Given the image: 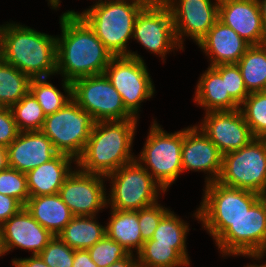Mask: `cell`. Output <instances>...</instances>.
<instances>
[{"label":"cell","mask_w":266,"mask_h":267,"mask_svg":"<svg viewBox=\"0 0 266 267\" xmlns=\"http://www.w3.org/2000/svg\"><path fill=\"white\" fill-rule=\"evenodd\" d=\"M59 23L56 74L71 83L81 77L104 74L113 55L87 22L74 10H68L61 14Z\"/></svg>","instance_id":"6da1fadb"},{"label":"cell","mask_w":266,"mask_h":267,"mask_svg":"<svg viewBox=\"0 0 266 267\" xmlns=\"http://www.w3.org/2000/svg\"><path fill=\"white\" fill-rule=\"evenodd\" d=\"M6 23L0 25V58L31 79L56 76V36L13 21Z\"/></svg>","instance_id":"7a4b0ae2"},{"label":"cell","mask_w":266,"mask_h":267,"mask_svg":"<svg viewBox=\"0 0 266 267\" xmlns=\"http://www.w3.org/2000/svg\"><path fill=\"white\" fill-rule=\"evenodd\" d=\"M138 119L95 122L76 167L91 174L107 176L136 160L132 153Z\"/></svg>","instance_id":"3957f363"},{"label":"cell","mask_w":266,"mask_h":267,"mask_svg":"<svg viewBox=\"0 0 266 267\" xmlns=\"http://www.w3.org/2000/svg\"><path fill=\"white\" fill-rule=\"evenodd\" d=\"M151 0H96L77 13L93 29L97 38L113 56H129L128 42L139 12Z\"/></svg>","instance_id":"277c9868"},{"label":"cell","mask_w":266,"mask_h":267,"mask_svg":"<svg viewBox=\"0 0 266 267\" xmlns=\"http://www.w3.org/2000/svg\"><path fill=\"white\" fill-rule=\"evenodd\" d=\"M202 202L194 216L215 241L235 220L261 197L260 194L229 187L218 181L205 184Z\"/></svg>","instance_id":"5b68a950"},{"label":"cell","mask_w":266,"mask_h":267,"mask_svg":"<svg viewBox=\"0 0 266 267\" xmlns=\"http://www.w3.org/2000/svg\"><path fill=\"white\" fill-rule=\"evenodd\" d=\"M159 125L156 119H153L143 149L138 157L136 156V160L167 192L183 173V129L168 133Z\"/></svg>","instance_id":"8992f818"},{"label":"cell","mask_w":266,"mask_h":267,"mask_svg":"<svg viewBox=\"0 0 266 267\" xmlns=\"http://www.w3.org/2000/svg\"><path fill=\"white\" fill-rule=\"evenodd\" d=\"M110 191L107 193V207L122 211H138L155 204L164 189L137 161L123 165L106 176Z\"/></svg>","instance_id":"52a82bcc"},{"label":"cell","mask_w":266,"mask_h":267,"mask_svg":"<svg viewBox=\"0 0 266 267\" xmlns=\"http://www.w3.org/2000/svg\"><path fill=\"white\" fill-rule=\"evenodd\" d=\"M104 74L120 93L126 110L139 120L141 103L155 94L154 82L142 56L134 51L129 56H113Z\"/></svg>","instance_id":"ba28073f"},{"label":"cell","mask_w":266,"mask_h":267,"mask_svg":"<svg viewBox=\"0 0 266 267\" xmlns=\"http://www.w3.org/2000/svg\"><path fill=\"white\" fill-rule=\"evenodd\" d=\"M95 121L73 99L63 108L46 116L41 131L59 154L77 160L93 130Z\"/></svg>","instance_id":"9c48e42d"},{"label":"cell","mask_w":266,"mask_h":267,"mask_svg":"<svg viewBox=\"0 0 266 267\" xmlns=\"http://www.w3.org/2000/svg\"><path fill=\"white\" fill-rule=\"evenodd\" d=\"M218 182L261 195L266 188V139L253 138L241 149L224 154Z\"/></svg>","instance_id":"30bf717a"},{"label":"cell","mask_w":266,"mask_h":267,"mask_svg":"<svg viewBox=\"0 0 266 267\" xmlns=\"http://www.w3.org/2000/svg\"><path fill=\"white\" fill-rule=\"evenodd\" d=\"M222 257L264 254L266 203L260 197L215 240Z\"/></svg>","instance_id":"8fae6325"},{"label":"cell","mask_w":266,"mask_h":267,"mask_svg":"<svg viewBox=\"0 0 266 267\" xmlns=\"http://www.w3.org/2000/svg\"><path fill=\"white\" fill-rule=\"evenodd\" d=\"M72 99L95 122L134 118L124 107L120 93L105 74L81 77L72 82Z\"/></svg>","instance_id":"7c38bea8"},{"label":"cell","mask_w":266,"mask_h":267,"mask_svg":"<svg viewBox=\"0 0 266 267\" xmlns=\"http://www.w3.org/2000/svg\"><path fill=\"white\" fill-rule=\"evenodd\" d=\"M133 40H137L145 50L161 57L172 51L182 50L174 31L172 14L162 0H151L138 14L133 30Z\"/></svg>","instance_id":"4fadbf2b"},{"label":"cell","mask_w":266,"mask_h":267,"mask_svg":"<svg viewBox=\"0 0 266 267\" xmlns=\"http://www.w3.org/2000/svg\"><path fill=\"white\" fill-rule=\"evenodd\" d=\"M169 8L178 44L184 48L185 37L198 44L219 16V0H162Z\"/></svg>","instance_id":"5bb4252c"},{"label":"cell","mask_w":266,"mask_h":267,"mask_svg":"<svg viewBox=\"0 0 266 267\" xmlns=\"http://www.w3.org/2000/svg\"><path fill=\"white\" fill-rule=\"evenodd\" d=\"M105 181L106 176L85 173L76 167L58 194L74 216H97L107 208Z\"/></svg>","instance_id":"9a60e30c"},{"label":"cell","mask_w":266,"mask_h":267,"mask_svg":"<svg viewBox=\"0 0 266 267\" xmlns=\"http://www.w3.org/2000/svg\"><path fill=\"white\" fill-rule=\"evenodd\" d=\"M197 126L222 155L241 149L254 138L240 109L206 112Z\"/></svg>","instance_id":"2e32d148"},{"label":"cell","mask_w":266,"mask_h":267,"mask_svg":"<svg viewBox=\"0 0 266 267\" xmlns=\"http://www.w3.org/2000/svg\"><path fill=\"white\" fill-rule=\"evenodd\" d=\"M182 169L204 172L205 184L218 181L222 171L223 155L218 147L196 125L183 128Z\"/></svg>","instance_id":"e0dca14e"},{"label":"cell","mask_w":266,"mask_h":267,"mask_svg":"<svg viewBox=\"0 0 266 267\" xmlns=\"http://www.w3.org/2000/svg\"><path fill=\"white\" fill-rule=\"evenodd\" d=\"M0 227L6 253H10L16 248L28 250V252H32L31 255H39L54 238L50 231L32 217L25 206Z\"/></svg>","instance_id":"ac0fdd59"},{"label":"cell","mask_w":266,"mask_h":267,"mask_svg":"<svg viewBox=\"0 0 266 267\" xmlns=\"http://www.w3.org/2000/svg\"><path fill=\"white\" fill-rule=\"evenodd\" d=\"M218 19L250 45L265 44L266 30L257 0H219Z\"/></svg>","instance_id":"d6986e66"},{"label":"cell","mask_w":266,"mask_h":267,"mask_svg":"<svg viewBox=\"0 0 266 267\" xmlns=\"http://www.w3.org/2000/svg\"><path fill=\"white\" fill-rule=\"evenodd\" d=\"M7 150L9 167L23 173L49 162L59 154L42 131L20 132Z\"/></svg>","instance_id":"ffe728a7"},{"label":"cell","mask_w":266,"mask_h":267,"mask_svg":"<svg viewBox=\"0 0 266 267\" xmlns=\"http://www.w3.org/2000/svg\"><path fill=\"white\" fill-rule=\"evenodd\" d=\"M197 46L208 57L209 66L213 67L237 64L251 45L218 19Z\"/></svg>","instance_id":"44dd1931"},{"label":"cell","mask_w":266,"mask_h":267,"mask_svg":"<svg viewBox=\"0 0 266 267\" xmlns=\"http://www.w3.org/2000/svg\"><path fill=\"white\" fill-rule=\"evenodd\" d=\"M75 162V163H74ZM76 167V160L65 154H58L49 162L26 173L30 197L54 195L59 192L63 182Z\"/></svg>","instance_id":"7402d4cb"},{"label":"cell","mask_w":266,"mask_h":267,"mask_svg":"<svg viewBox=\"0 0 266 267\" xmlns=\"http://www.w3.org/2000/svg\"><path fill=\"white\" fill-rule=\"evenodd\" d=\"M195 88L193 101L200 105L205 113L233 111L240 108L226 91L225 78H222L213 67L208 66L207 70L200 75Z\"/></svg>","instance_id":"603a6c76"},{"label":"cell","mask_w":266,"mask_h":267,"mask_svg":"<svg viewBox=\"0 0 266 267\" xmlns=\"http://www.w3.org/2000/svg\"><path fill=\"white\" fill-rule=\"evenodd\" d=\"M25 208L54 236H57L74 217L58 193L29 197Z\"/></svg>","instance_id":"cb8c5ba5"},{"label":"cell","mask_w":266,"mask_h":267,"mask_svg":"<svg viewBox=\"0 0 266 267\" xmlns=\"http://www.w3.org/2000/svg\"><path fill=\"white\" fill-rule=\"evenodd\" d=\"M110 211L111 216L106 223V235L118 242L128 253L136 252L137 254L144 243L138 223V211L115 209H110Z\"/></svg>","instance_id":"d4e9b609"},{"label":"cell","mask_w":266,"mask_h":267,"mask_svg":"<svg viewBox=\"0 0 266 267\" xmlns=\"http://www.w3.org/2000/svg\"><path fill=\"white\" fill-rule=\"evenodd\" d=\"M97 218L74 216L57 236L74 250H87L106 235V225L102 226Z\"/></svg>","instance_id":"484cf974"},{"label":"cell","mask_w":266,"mask_h":267,"mask_svg":"<svg viewBox=\"0 0 266 267\" xmlns=\"http://www.w3.org/2000/svg\"><path fill=\"white\" fill-rule=\"evenodd\" d=\"M189 223L169 211L159 222L152 238L155 244L171 245L189 264L190 256L187 250V237L190 230Z\"/></svg>","instance_id":"4316f807"},{"label":"cell","mask_w":266,"mask_h":267,"mask_svg":"<svg viewBox=\"0 0 266 267\" xmlns=\"http://www.w3.org/2000/svg\"><path fill=\"white\" fill-rule=\"evenodd\" d=\"M249 93L266 91V45H251L237 62Z\"/></svg>","instance_id":"83f0119b"},{"label":"cell","mask_w":266,"mask_h":267,"mask_svg":"<svg viewBox=\"0 0 266 267\" xmlns=\"http://www.w3.org/2000/svg\"><path fill=\"white\" fill-rule=\"evenodd\" d=\"M50 78H32L30 92L37 99L42 107L43 113L47 116L63 108L72 99V83L62 78L61 92L49 81Z\"/></svg>","instance_id":"f1b7e54d"},{"label":"cell","mask_w":266,"mask_h":267,"mask_svg":"<svg viewBox=\"0 0 266 267\" xmlns=\"http://www.w3.org/2000/svg\"><path fill=\"white\" fill-rule=\"evenodd\" d=\"M31 78L0 58V107H11L30 91Z\"/></svg>","instance_id":"f546056e"},{"label":"cell","mask_w":266,"mask_h":267,"mask_svg":"<svg viewBox=\"0 0 266 267\" xmlns=\"http://www.w3.org/2000/svg\"><path fill=\"white\" fill-rule=\"evenodd\" d=\"M138 267H187L190 264L171 245L147 240L136 254Z\"/></svg>","instance_id":"4dcf8cb0"},{"label":"cell","mask_w":266,"mask_h":267,"mask_svg":"<svg viewBox=\"0 0 266 267\" xmlns=\"http://www.w3.org/2000/svg\"><path fill=\"white\" fill-rule=\"evenodd\" d=\"M10 109L20 132L41 131L46 115L30 91Z\"/></svg>","instance_id":"1f68e13d"},{"label":"cell","mask_w":266,"mask_h":267,"mask_svg":"<svg viewBox=\"0 0 266 267\" xmlns=\"http://www.w3.org/2000/svg\"><path fill=\"white\" fill-rule=\"evenodd\" d=\"M240 111L254 138L266 137V91L250 93Z\"/></svg>","instance_id":"d6a6232c"},{"label":"cell","mask_w":266,"mask_h":267,"mask_svg":"<svg viewBox=\"0 0 266 267\" xmlns=\"http://www.w3.org/2000/svg\"><path fill=\"white\" fill-rule=\"evenodd\" d=\"M0 193L14 197L25 206L30 197L26 173L10 167L0 171Z\"/></svg>","instance_id":"836d02e7"},{"label":"cell","mask_w":266,"mask_h":267,"mask_svg":"<svg viewBox=\"0 0 266 267\" xmlns=\"http://www.w3.org/2000/svg\"><path fill=\"white\" fill-rule=\"evenodd\" d=\"M87 250L92 261H94L98 267H108L129 254L125 248L107 235Z\"/></svg>","instance_id":"e575fe53"},{"label":"cell","mask_w":266,"mask_h":267,"mask_svg":"<svg viewBox=\"0 0 266 267\" xmlns=\"http://www.w3.org/2000/svg\"><path fill=\"white\" fill-rule=\"evenodd\" d=\"M213 68L225 78L226 91L230 97L240 106L250 94L244 84L240 68L237 64H222Z\"/></svg>","instance_id":"d590c367"},{"label":"cell","mask_w":266,"mask_h":267,"mask_svg":"<svg viewBox=\"0 0 266 267\" xmlns=\"http://www.w3.org/2000/svg\"><path fill=\"white\" fill-rule=\"evenodd\" d=\"M74 252L58 236H54L39 255L49 267H72Z\"/></svg>","instance_id":"8d00e7d4"},{"label":"cell","mask_w":266,"mask_h":267,"mask_svg":"<svg viewBox=\"0 0 266 267\" xmlns=\"http://www.w3.org/2000/svg\"><path fill=\"white\" fill-rule=\"evenodd\" d=\"M171 209L156 202L148 207L138 210V223L141 233V238L145 242L150 240L158 227L160 220Z\"/></svg>","instance_id":"74e56055"},{"label":"cell","mask_w":266,"mask_h":267,"mask_svg":"<svg viewBox=\"0 0 266 267\" xmlns=\"http://www.w3.org/2000/svg\"><path fill=\"white\" fill-rule=\"evenodd\" d=\"M19 133L10 107H0V145L8 147Z\"/></svg>","instance_id":"f35d334b"},{"label":"cell","mask_w":266,"mask_h":267,"mask_svg":"<svg viewBox=\"0 0 266 267\" xmlns=\"http://www.w3.org/2000/svg\"><path fill=\"white\" fill-rule=\"evenodd\" d=\"M23 205L14 197L0 193V226L14 216Z\"/></svg>","instance_id":"ab89813d"},{"label":"cell","mask_w":266,"mask_h":267,"mask_svg":"<svg viewBox=\"0 0 266 267\" xmlns=\"http://www.w3.org/2000/svg\"><path fill=\"white\" fill-rule=\"evenodd\" d=\"M14 267H49L40 255H31L26 258H13L11 261Z\"/></svg>","instance_id":"60d3db41"},{"label":"cell","mask_w":266,"mask_h":267,"mask_svg":"<svg viewBox=\"0 0 266 267\" xmlns=\"http://www.w3.org/2000/svg\"><path fill=\"white\" fill-rule=\"evenodd\" d=\"M72 267H98V265L92 261L88 250L81 249L75 250Z\"/></svg>","instance_id":"b9f144b4"},{"label":"cell","mask_w":266,"mask_h":267,"mask_svg":"<svg viewBox=\"0 0 266 267\" xmlns=\"http://www.w3.org/2000/svg\"><path fill=\"white\" fill-rule=\"evenodd\" d=\"M108 267H138L136 254H128L125 258L109 265Z\"/></svg>","instance_id":"7bdbcfd3"},{"label":"cell","mask_w":266,"mask_h":267,"mask_svg":"<svg viewBox=\"0 0 266 267\" xmlns=\"http://www.w3.org/2000/svg\"><path fill=\"white\" fill-rule=\"evenodd\" d=\"M9 167L8 165V150L7 147L0 145V171Z\"/></svg>","instance_id":"ee69618b"},{"label":"cell","mask_w":266,"mask_h":267,"mask_svg":"<svg viewBox=\"0 0 266 267\" xmlns=\"http://www.w3.org/2000/svg\"><path fill=\"white\" fill-rule=\"evenodd\" d=\"M259 3L263 26L266 30V0H257Z\"/></svg>","instance_id":"f6af8a7d"},{"label":"cell","mask_w":266,"mask_h":267,"mask_svg":"<svg viewBox=\"0 0 266 267\" xmlns=\"http://www.w3.org/2000/svg\"><path fill=\"white\" fill-rule=\"evenodd\" d=\"M266 256V251L264 254H256V255H243V257H249L252 261L256 260L258 261V263L260 262L261 259H264V257ZM253 258V259H252Z\"/></svg>","instance_id":"bcb514c9"},{"label":"cell","mask_w":266,"mask_h":267,"mask_svg":"<svg viewBox=\"0 0 266 267\" xmlns=\"http://www.w3.org/2000/svg\"><path fill=\"white\" fill-rule=\"evenodd\" d=\"M6 253L5 246H4V241L2 237V230L0 227V257L4 256Z\"/></svg>","instance_id":"7dc6e473"},{"label":"cell","mask_w":266,"mask_h":267,"mask_svg":"<svg viewBox=\"0 0 266 267\" xmlns=\"http://www.w3.org/2000/svg\"><path fill=\"white\" fill-rule=\"evenodd\" d=\"M48 4L52 7V9L57 10L60 7L61 1L60 0H47Z\"/></svg>","instance_id":"c3c4849f"},{"label":"cell","mask_w":266,"mask_h":267,"mask_svg":"<svg viewBox=\"0 0 266 267\" xmlns=\"http://www.w3.org/2000/svg\"><path fill=\"white\" fill-rule=\"evenodd\" d=\"M244 267H264V264H261L260 265V263H259V265L258 264H256V263H253V264H248V265H244Z\"/></svg>","instance_id":"681fc988"},{"label":"cell","mask_w":266,"mask_h":267,"mask_svg":"<svg viewBox=\"0 0 266 267\" xmlns=\"http://www.w3.org/2000/svg\"><path fill=\"white\" fill-rule=\"evenodd\" d=\"M261 198L264 200L266 203V188L264 189L263 193L261 194Z\"/></svg>","instance_id":"f907efd6"}]
</instances>
